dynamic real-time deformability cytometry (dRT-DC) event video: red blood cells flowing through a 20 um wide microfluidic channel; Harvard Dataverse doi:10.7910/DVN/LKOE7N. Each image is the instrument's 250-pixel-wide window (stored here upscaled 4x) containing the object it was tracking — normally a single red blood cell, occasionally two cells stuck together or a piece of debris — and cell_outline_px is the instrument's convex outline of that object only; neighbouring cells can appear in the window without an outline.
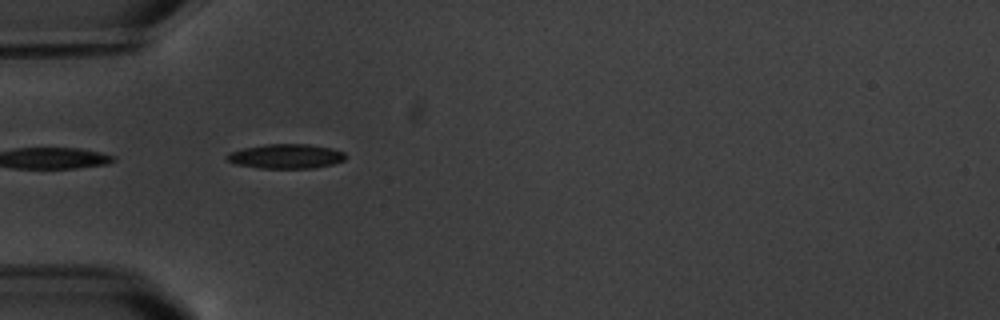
{"species": "common noctule bat (a hibernating species)", "species_latin": "Nyctalus noctula", "temperature_condition": "warm", "stored_images_in_passage": 7, "camera_frame_rate_fps": 3000, "um_per_image_px": 0.085, "animal": {"sex": "male", "body_mass_g": 20.1, "forearm_length_mm": 53.5}, "frame": {"image": 1, "passage_image": 5, "time_ms": 5.333, "image_size_px": [1000, 320], "cell_outline_px": [[348, 156], [344, 160], [332, 164], [316, 168], [260, 168], [236, 164], [224, 160], [224, 156], [228, 152], [244, 148], [268, 144], [308, 144], [332, 148], [344, 152]], "centroid_in_image_um": [24.29, 13.28], "position_along_channel_um": 60.7, "area_um2": 17.11}}
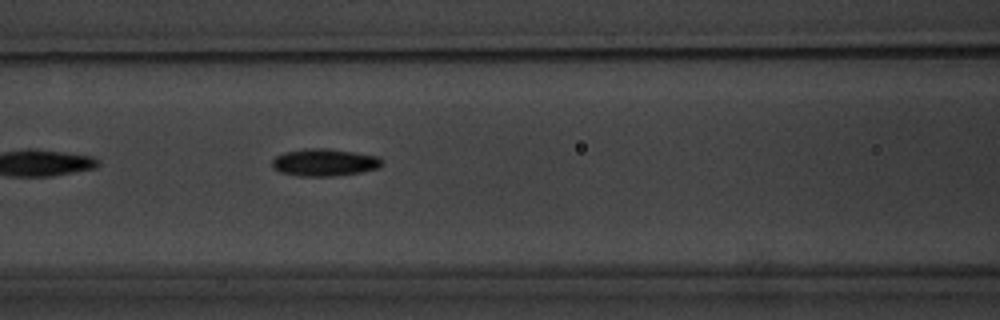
{"frame": {"image": 2, "passage_image": 7, "time_ms": 7.667, "image_size_px": [1000, 320], "cell_outline_px": [[384, 164], [380, 168], [360, 172], [332, 176], [296, 176], [280, 172], [272, 168], [272, 160], [276, 156], [284, 152], [304, 148], [328, 148], [380, 156]], "centroid_in_image_um": [27.58, 13.8], "position_along_channel_um": 139.0, "area_um2": 17.74}}